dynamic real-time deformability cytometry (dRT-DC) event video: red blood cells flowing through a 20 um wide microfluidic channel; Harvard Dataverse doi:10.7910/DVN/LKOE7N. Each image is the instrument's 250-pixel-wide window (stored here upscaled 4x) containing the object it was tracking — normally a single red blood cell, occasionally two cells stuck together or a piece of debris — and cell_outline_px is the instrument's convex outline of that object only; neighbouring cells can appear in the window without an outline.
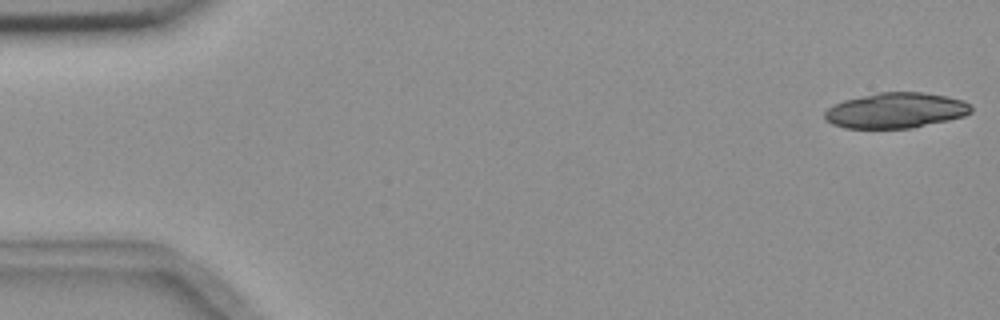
{"species": "common noctule bat (a hibernating species)", "species_latin": "Nyctalus noctula", "temperature_condition": "room temperature", "stored_images_in_passage": 6, "camera_frame_rate_fps": 3000, "um_per_image_px": 0.085, "animal": {"sex": "female", "body_mass_g": 18.4}, "frame": {"image": 1, "passage_image": 1, "time_ms": 0.0, "image_size_px": [1000, 320], "cell_outline_px": [[972, 112], [964, 116], [948, 120], [912, 128], [844, 128], [832, 124], [824, 120], [824, 112], [832, 104], [844, 100], [876, 92], [924, 92], [948, 96], [964, 100], [972, 104]], "centroid_in_image_um": [76.14, 9.38], "position_along_channel_um": 8.9, "area_um2": 30.63}}